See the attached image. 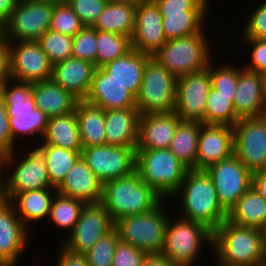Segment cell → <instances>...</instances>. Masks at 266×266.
Wrapping results in <instances>:
<instances>
[{"label": "cell", "instance_id": "1", "mask_svg": "<svg viewBox=\"0 0 266 266\" xmlns=\"http://www.w3.org/2000/svg\"><path fill=\"white\" fill-rule=\"evenodd\" d=\"M212 250L219 266H266L261 230L227 219L213 231Z\"/></svg>", "mask_w": 266, "mask_h": 266}, {"label": "cell", "instance_id": "2", "mask_svg": "<svg viewBox=\"0 0 266 266\" xmlns=\"http://www.w3.org/2000/svg\"><path fill=\"white\" fill-rule=\"evenodd\" d=\"M180 195L184 213L181 218L204 224L212 231L227 219L228 212L221 206L215 186L205 170H188L173 197Z\"/></svg>", "mask_w": 266, "mask_h": 266}, {"label": "cell", "instance_id": "3", "mask_svg": "<svg viewBox=\"0 0 266 266\" xmlns=\"http://www.w3.org/2000/svg\"><path fill=\"white\" fill-rule=\"evenodd\" d=\"M164 200L141 180L135 170L128 176L103 184L101 203L113 222L126 216L147 213Z\"/></svg>", "mask_w": 266, "mask_h": 266}, {"label": "cell", "instance_id": "4", "mask_svg": "<svg viewBox=\"0 0 266 266\" xmlns=\"http://www.w3.org/2000/svg\"><path fill=\"white\" fill-rule=\"evenodd\" d=\"M1 95L5 102L13 142L16 144L20 135L28 137L39 133L42 138L48 117L35 105L32 83L9 78Z\"/></svg>", "mask_w": 266, "mask_h": 266}, {"label": "cell", "instance_id": "5", "mask_svg": "<svg viewBox=\"0 0 266 266\" xmlns=\"http://www.w3.org/2000/svg\"><path fill=\"white\" fill-rule=\"evenodd\" d=\"M205 32L167 40L152 58L176 77L208 68L213 61Z\"/></svg>", "mask_w": 266, "mask_h": 266}, {"label": "cell", "instance_id": "6", "mask_svg": "<svg viewBox=\"0 0 266 266\" xmlns=\"http://www.w3.org/2000/svg\"><path fill=\"white\" fill-rule=\"evenodd\" d=\"M188 170L169 149L136 150V171L163 199L173 197Z\"/></svg>", "mask_w": 266, "mask_h": 266}, {"label": "cell", "instance_id": "7", "mask_svg": "<svg viewBox=\"0 0 266 266\" xmlns=\"http://www.w3.org/2000/svg\"><path fill=\"white\" fill-rule=\"evenodd\" d=\"M179 219L170 216L161 253L177 266H194L203 246L212 247L213 231L199 222Z\"/></svg>", "mask_w": 266, "mask_h": 266}, {"label": "cell", "instance_id": "8", "mask_svg": "<svg viewBox=\"0 0 266 266\" xmlns=\"http://www.w3.org/2000/svg\"><path fill=\"white\" fill-rule=\"evenodd\" d=\"M162 204L163 201L147 213L126 216L115 221L114 228L119 239L147 254L161 253L170 218Z\"/></svg>", "mask_w": 266, "mask_h": 266}, {"label": "cell", "instance_id": "9", "mask_svg": "<svg viewBox=\"0 0 266 266\" xmlns=\"http://www.w3.org/2000/svg\"><path fill=\"white\" fill-rule=\"evenodd\" d=\"M178 77L152 57L146 62L143 81L136 96L140 115L175 110Z\"/></svg>", "mask_w": 266, "mask_h": 266}, {"label": "cell", "instance_id": "10", "mask_svg": "<svg viewBox=\"0 0 266 266\" xmlns=\"http://www.w3.org/2000/svg\"><path fill=\"white\" fill-rule=\"evenodd\" d=\"M14 152L3 155L4 168L9 169L12 166V172L9 173L8 178H4L7 201L21 192L55 188L50 183L44 156L36 147L29 149L27 151L29 153L25 152L24 157L20 158L19 161Z\"/></svg>", "mask_w": 266, "mask_h": 266}, {"label": "cell", "instance_id": "11", "mask_svg": "<svg viewBox=\"0 0 266 266\" xmlns=\"http://www.w3.org/2000/svg\"><path fill=\"white\" fill-rule=\"evenodd\" d=\"M53 2L19 0L3 34L10 42L37 41L50 28Z\"/></svg>", "mask_w": 266, "mask_h": 266}, {"label": "cell", "instance_id": "12", "mask_svg": "<svg viewBox=\"0 0 266 266\" xmlns=\"http://www.w3.org/2000/svg\"><path fill=\"white\" fill-rule=\"evenodd\" d=\"M233 131V154L251 173L266 170V119L241 118Z\"/></svg>", "mask_w": 266, "mask_h": 266}, {"label": "cell", "instance_id": "13", "mask_svg": "<svg viewBox=\"0 0 266 266\" xmlns=\"http://www.w3.org/2000/svg\"><path fill=\"white\" fill-rule=\"evenodd\" d=\"M80 156L103 184L136 170V147L91 146L83 148Z\"/></svg>", "mask_w": 266, "mask_h": 266}, {"label": "cell", "instance_id": "14", "mask_svg": "<svg viewBox=\"0 0 266 266\" xmlns=\"http://www.w3.org/2000/svg\"><path fill=\"white\" fill-rule=\"evenodd\" d=\"M221 206L228 212L252 185V173L233 154L208 167Z\"/></svg>", "mask_w": 266, "mask_h": 266}, {"label": "cell", "instance_id": "15", "mask_svg": "<svg viewBox=\"0 0 266 266\" xmlns=\"http://www.w3.org/2000/svg\"><path fill=\"white\" fill-rule=\"evenodd\" d=\"M113 228L114 222L101 202L86 203L73 231L61 242L69 251L85 254Z\"/></svg>", "mask_w": 266, "mask_h": 266}, {"label": "cell", "instance_id": "16", "mask_svg": "<svg viewBox=\"0 0 266 266\" xmlns=\"http://www.w3.org/2000/svg\"><path fill=\"white\" fill-rule=\"evenodd\" d=\"M211 87L208 68L178 77L174 111L182 121L205 124L206 101Z\"/></svg>", "mask_w": 266, "mask_h": 266}, {"label": "cell", "instance_id": "17", "mask_svg": "<svg viewBox=\"0 0 266 266\" xmlns=\"http://www.w3.org/2000/svg\"><path fill=\"white\" fill-rule=\"evenodd\" d=\"M53 64L37 41L10 42V78L22 82L51 79Z\"/></svg>", "mask_w": 266, "mask_h": 266}, {"label": "cell", "instance_id": "18", "mask_svg": "<svg viewBox=\"0 0 266 266\" xmlns=\"http://www.w3.org/2000/svg\"><path fill=\"white\" fill-rule=\"evenodd\" d=\"M162 19L157 5L152 0L137 4L135 29L131 39L132 48L152 55L165 44L167 39Z\"/></svg>", "mask_w": 266, "mask_h": 266}, {"label": "cell", "instance_id": "19", "mask_svg": "<svg viewBox=\"0 0 266 266\" xmlns=\"http://www.w3.org/2000/svg\"><path fill=\"white\" fill-rule=\"evenodd\" d=\"M29 229L31 228L22 223L9 201L0 204V259L8 266L18 265V259L29 242Z\"/></svg>", "mask_w": 266, "mask_h": 266}, {"label": "cell", "instance_id": "20", "mask_svg": "<svg viewBox=\"0 0 266 266\" xmlns=\"http://www.w3.org/2000/svg\"><path fill=\"white\" fill-rule=\"evenodd\" d=\"M233 144V127L201 123L196 170H206L233 155Z\"/></svg>", "mask_w": 266, "mask_h": 266}, {"label": "cell", "instance_id": "21", "mask_svg": "<svg viewBox=\"0 0 266 266\" xmlns=\"http://www.w3.org/2000/svg\"><path fill=\"white\" fill-rule=\"evenodd\" d=\"M85 101L105 111L136 108V97L103 67H96Z\"/></svg>", "mask_w": 266, "mask_h": 266}, {"label": "cell", "instance_id": "22", "mask_svg": "<svg viewBox=\"0 0 266 266\" xmlns=\"http://www.w3.org/2000/svg\"><path fill=\"white\" fill-rule=\"evenodd\" d=\"M180 121L175 111L140 115L136 150L168 149Z\"/></svg>", "mask_w": 266, "mask_h": 266}, {"label": "cell", "instance_id": "23", "mask_svg": "<svg viewBox=\"0 0 266 266\" xmlns=\"http://www.w3.org/2000/svg\"><path fill=\"white\" fill-rule=\"evenodd\" d=\"M233 105L239 119L263 115L266 105L261 73L238 67V81Z\"/></svg>", "mask_w": 266, "mask_h": 266}, {"label": "cell", "instance_id": "24", "mask_svg": "<svg viewBox=\"0 0 266 266\" xmlns=\"http://www.w3.org/2000/svg\"><path fill=\"white\" fill-rule=\"evenodd\" d=\"M56 191L86 203H98L102 200L103 183L80 156Z\"/></svg>", "mask_w": 266, "mask_h": 266}, {"label": "cell", "instance_id": "25", "mask_svg": "<svg viewBox=\"0 0 266 266\" xmlns=\"http://www.w3.org/2000/svg\"><path fill=\"white\" fill-rule=\"evenodd\" d=\"M95 70L96 66L91 62L69 57L53 65L51 80L71 92L79 100H85Z\"/></svg>", "mask_w": 266, "mask_h": 266}, {"label": "cell", "instance_id": "26", "mask_svg": "<svg viewBox=\"0 0 266 266\" xmlns=\"http://www.w3.org/2000/svg\"><path fill=\"white\" fill-rule=\"evenodd\" d=\"M140 113L137 108L105 111L106 144L137 147Z\"/></svg>", "mask_w": 266, "mask_h": 266}, {"label": "cell", "instance_id": "27", "mask_svg": "<svg viewBox=\"0 0 266 266\" xmlns=\"http://www.w3.org/2000/svg\"><path fill=\"white\" fill-rule=\"evenodd\" d=\"M35 105L48 118L68 114L75 110L79 101L51 79L32 83Z\"/></svg>", "mask_w": 266, "mask_h": 266}, {"label": "cell", "instance_id": "28", "mask_svg": "<svg viewBox=\"0 0 266 266\" xmlns=\"http://www.w3.org/2000/svg\"><path fill=\"white\" fill-rule=\"evenodd\" d=\"M152 56L135 49L102 66L136 97L143 81L146 62Z\"/></svg>", "mask_w": 266, "mask_h": 266}, {"label": "cell", "instance_id": "29", "mask_svg": "<svg viewBox=\"0 0 266 266\" xmlns=\"http://www.w3.org/2000/svg\"><path fill=\"white\" fill-rule=\"evenodd\" d=\"M56 188L30 190L15 195L9 202L13 205L16 214L28 228L29 223L41 222L49 218L50 208Z\"/></svg>", "mask_w": 266, "mask_h": 266}, {"label": "cell", "instance_id": "30", "mask_svg": "<svg viewBox=\"0 0 266 266\" xmlns=\"http://www.w3.org/2000/svg\"><path fill=\"white\" fill-rule=\"evenodd\" d=\"M41 144L55 145L72 151L81 152L78 118L76 111L48 118Z\"/></svg>", "mask_w": 266, "mask_h": 266}, {"label": "cell", "instance_id": "31", "mask_svg": "<svg viewBox=\"0 0 266 266\" xmlns=\"http://www.w3.org/2000/svg\"><path fill=\"white\" fill-rule=\"evenodd\" d=\"M136 4L108 1L92 27L102 32H113L132 39L135 29Z\"/></svg>", "mask_w": 266, "mask_h": 266}, {"label": "cell", "instance_id": "32", "mask_svg": "<svg viewBox=\"0 0 266 266\" xmlns=\"http://www.w3.org/2000/svg\"><path fill=\"white\" fill-rule=\"evenodd\" d=\"M81 145L83 148L106 144L105 110L85 100H79L76 108Z\"/></svg>", "mask_w": 266, "mask_h": 266}, {"label": "cell", "instance_id": "33", "mask_svg": "<svg viewBox=\"0 0 266 266\" xmlns=\"http://www.w3.org/2000/svg\"><path fill=\"white\" fill-rule=\"evenodd\" d=\"M227 220L239 226L261 229L266 224V200L251 187L228 211Z\"/></svg>", "mask_w": 266, "mask_h": 266}, {"label": "cell", "instance_id": "34", "mask_svg": "<svg viewBox=\"0 0 266 266\" xmlns=\"http://www.w3.org/2000/svg\"><path fill=\"white\" fill-rule=\"evenodd\" d=\"M201 123L180 121L169 150L189 169L196 170Z\"/></svg>", "mask_w": 266, "mask_h": 266}, {"label": "cell", "instance_id": "35", "mask_svg": "<svg viewBox=\"0 0 266 266\" xmlns=\"http://www.w3.org/2000/svg\"><path fill=\"white\" fill-rule=\"evenodd\" d=\"M40 143L41 142H38L39 145L35 147L44 156L50 183L53 187L57 188L80 157L81 152Z\"/></svg>", "mask_w": 266, "mask_h": 266}, {"label": "cell", "instance_id": "36", "mask_svg": "<svg viewBox=\"0 0 266 266\" xmlns=\"http://www.w3.org/2000/svg\"><path fill=\"white\" fill-rule=\"evenodd\" d=\"M208 11H183L175 14H161L163 30L167 40L204 32Z\"/></svg>", "mask_w": 266, "mask_h": 266}, {"label": "cell", "instance_id": "37", "mask_svg": "<svg viewBox=\"0 0 266 266\" xmlns=\"http://www.w3.org/2000/svg\"><path fill=\"white\" fill-rule=\"evenodd\" d=\"M235 95L219 94L211 87L205 108V124L229 125L233 127L239 118L233 105Z\"/></svg>", "mask_w": 266, "mask_h": 266}, {"label": "cell", "instance_id": "38", "mask_svg": "<svg viewBox=\"0 0 266 266\" xmlns=\"http://www.w3.org/2000/svg\"><path fill=\"white\" fill-rule=\"evenodd\" d=\"M86 202L56 193L50 208L49 219L61 230L72 232Z\"/></svg>", "mask_w": 266, "mask_h": 266}, {"label": "cell", "instance_id": "39", "mask_svg": "<svg viewBox=\"0 0 266 266\" xmlns=\"http://www.w3.org/2000/svg\"><path fill=\"white\" fill-rule=\"evenodd\" d=\"M96 47V67H102L129 52L132 40L124 35L96 30Z\"/></svg>", "mask_w": 266, "mask_h": 266}, {"label": "cell", "instance_id": "40", "mask_svg": "<svg viewBox=\"0 0 266 266\" xmlns=\"http://www.w3.org/2000/svg\"><path fill=\"white\" fill-rule=\"evenodd\" d=\"M37 42L53 65L72 57V36L48 29Z\"/></svg>", "mask_w": 266, "mask_h": 266}, {"label": "cell", "instance_id": "41", "mask_svg": "<svg viewBox=\"0 0 266 266\" xmlns=\"http://www.w3.org/2000/svg\"><path fill=\"white\" fill-rule=\"evenodd\" d=\"M119 235L115 228L100 238L86 253L89 266H113Z\"/></svg>", "mask_w": 266, "mask_h": 266}, {"label": "cell", "instance_id": "42", "mask_svg": "<svg viewBox=\"0 0 266 266\" xmlns=\"http://www.w3.org/2000/svg\"><path fill=\"white\" fill-rule=\"evenodd\" d=\"M83 27L79 17L66 1L54 3L49 29L74 37Z\"/></svg>", "mask_w": 266, "mask_h": 266}, {"label": "cell", "instance_id": "43", "mask_svg": "<svg viewBox=\"0 0 266 266\" xmlns=\"http://www.w3.org/2000/svg\"><path fill=\"white\" fill-rule=\"evenodd\" d=\"M226 64V65H225ZM211 61L208 70L210 71L211 86L219 91V94L235 95L238 81V67L232 64L224 63L217 67Z\"/></svg>", "mask_w": 266, "mask_h": 266}, {"label": "cell", "instance_id": "44", "mask_svg": "<svg viewBox=\"0 0 266 266\" xmlns=\"http://www.w3.org/2000/svg\"><path fill=\"white\" fill-rule=\"evenodd\" d=\"M96 50V30L92 26H84L73 37L72 57L96 66Z\"/></svg>", "mask_w": 266, "mask_h": 266}, {"label": "cell", "instance_id": "45", "mask_svg": "<svg viewBox=\"0 0 266 266\" xmlns=\"http://www.w3.org/2000/svg\"><path fill=\"white\" fill-rule=\"evenodd\" d=\"M109 0H66L84 26H92Z\"/></svg>", "mask_w": 266, "mask_h": 266}, {"label": "cell", "instance_id": "46", "mask_svg": "<svg viewBox=\"0 0 266 266\" xmlns=\"http://www.w3.org/2000/svg\"><path fill=\"white\" fill-rule=\"evenodd\" d=\"M160 14H175L183 11H208L209 0H152Z\"/></svg>", "mask_w": 266, "mask_h": 266}, {"label": "cell", "instance_id": "47", "mask_svg": "<svg viewBox=\"0 0 266 266\" xmlns=\"http://www.w3.org/2000/svg\"><path fill=\"white\" fill-rule=\"evenodd\" d=\"M243 30L244 39L266 38V0L253 10Z\"/></svg>", "mask_w": 266, "mask_h": 266}, {"label": "cell", "instance_id": "48", "mask_svg": "<svg viewBox=\"0 0 266 266\" xmlns=\"http://www.w3.org/2000/svg\"><path fill=\"white\" fill-rule=\"evenodd\" d=\"M147 253L119 240L113 256V266H142Z\"/></svg>", "mask_w": 266, "mask_h": 266}, {"label": "cell", "instance_id": "49", "mask_svg": "<svg viewBox=\"0 0 266 266\" xmlns=\"http://www.w3.org/2000/svg\"><path fill=\"white\" fill-rule=\"evenodd\" d=\"M247 46L252 49L250 62L244 68L258 73L266 72V38L263 39H243Z\"/></svg>", "mask_w": 266, "mask_h": 266}, {"label": "cell", "instance_id": "50", "mask_svg": "<svg viewBox=\"0 0 266 266\" xmlns=\"http://www.w3.org/2000/svg\"><path fill=\"white\" fill-rule=\"evenodd\" d=\"M6 106L2 95L0 94V154L4 155L14 151L13 142Z\"/></svg>", "mask_w": 266, "mask_h": 266}, {"label": "cell", "instance_id": "51", "mask_svg": "<svg viewBox=\"0 0 266 266\" xmlns=\"http://www.w3.org/2000/svg\"><path fill=\"white\" fill-rule=\"evenodd\" d=\"M56 266H89L85 254L74 253L60 245Z\"/></svg>", "mask_w": 266, "mask_h": 266}, {"label": "cell", "instance_id": "52", "mask_svg": "<svg viewBox=\"0 0 266 266\" xmlns=\"http://www.w3.org/2000/svg\"><path fill=\"white\" fill-rule=\"evenodd\" d=\"M0 71H10V41L0 36Z\"/></svg>", "mask_w": 266, "mask_h": 266}, {"label": "cell", "instance_id": "53", "mask_svg": "<svg viewBox=\"0 0 266 266\" xmlns=\"http://www.w3.org/2000/svg\"><path fill=\"white\" fill-rule=\"evenodd\" d=\"M19 0H0V26L4 27L15 10Z\"/></svg>", "mask_w": 266, "mask_h": 266}, {"label": "cell", "instance_id": "54", "mask_svg": "<svg viewBox=\"0 0 266 266\" xmlns=\"http://www.w3.org/2000/svg\"><path fill=\"white\" fill-rule=\"evenodd\" d=\"M142 266H177L162 253L147 254Z\"/></svg>", "mask_w": 266, "mask_h": 266}, {"label": "cell", "instance_id": "55", "mask_svg": "<svg viewBox=\"0 0 266 266\" xmlns=\"http://www.w3.org/2000/svg\"><path fill=\"white\" fill-rule=\"evenodd\" d=\"M251 187L266 200V170L252 173Z\"/></svg>", "mask_w": 266, "mask_h": 266}, {"label": "cell", "instance_id": "56", "mask_svg": "<svg viewBox=\"0 0 266 266\" xmlns=\"http://www.w3.org/2000/svg\"><path fill=\"white\" fill-rule=\"evenodd\" d=\"M6 170L4 169V158L3 155L0 154V204L4 201H6L5 197V180H3V177L5 174H3Z\"/></svg>", "mask_w": 266, "mask_h": 266}, {"label": "cell", "instance_id": "57", "mask_svg": "<svg viewBox=\"0 0 266 266\" xmlns=\"http://www.w3.org/2000/svg\"><path fill=\"white\" fill-rule=\"evenodd\" d=\"M10 78V71H0V94L4 88L7 79Z\"/></svg>", "mask_w": 266, "mask_h": 266}, {"label": "cell", "instance_id": "58", "mask_svg": "<svg viewBox=\"0 0 266 266\" xmlns=\"http://www.w3.org/2000/svg\"><path fill=\"white\" fill-rule=\"evenodd\" d=\"M260 230L262 234L263 250L266 256V224Z\"/></svg>", "mask_w": 266, "mask_h": 266}, {"label": "cell", "instance_id": "59", "mask_svg": "<svg viewBox=\"0 0 266 266\" xmlns=\"http://www.w3.org/2000/svg\"><path fill=\"white\" fill-rule=\"evenodd\" d=\"M110 1H116V2H125V3H131V4H139L143 2H147L149 0H110Z\"/></svg>", "mask_w": 266, "mask_h": 266}, {"label": "cell", "instance_id": "60", "mask_svg": "<svg viewBox=\"0 0 266 266\" xmlns=\"http://www.w3.org/2000/svg\"><path fill=\"white\" fill-rule=\"evenodd\" d=\"M262 79H263L264 99L266 105V72L262 74Z\"/></svg>", "mask_w": 266, "mask_h": 266}, {"label": "cell", "instance_id": "61", "mask_svg": "<svg viewBox=\"0 0 266 266\" xmlns=\"http://www.w3.org/2000/svg\"><path fill=\"white\" fill-rule=\"evenodd\" d=\"M40 1H48V2H53V3H60V2L66 1V0H40Z\"/></svg>", "mask_w": 266, "mask_h": 266}, {"label": "cell", "instance_id": "62", "mask_svg": "<svg viewBox=\"0 0 266 266\" xmlns=\"http://www.w3.org/2000/svg\"><path fill=\"white\" fill-rule=\"evenodd\" d=\"M0 266H8L4 261L0 259Z\"/></svg>", "mask_w": 266, "mask_h": 266}, {"label": "cell", "instance_id": "63", "mask_svg": "<svg viewBox=\"0 0 266 266\" xmlns=\"http://www.w3.org/2000/svg\"><path fill=\"white\" fill-rule=\"evenodd\" d=\"M3 34V27L0 26V36Z\"/></svg>", "mask_w": 266, "mask_h": 266}, {"label": "cell", "instance_id": "64", "mask_svg": "<svg viewBox=\"0 0 266 266\" xmlns=\"http://www.w3.org/2000/svg\"><path fill=\"white\" fill-rule=\"evenodd\" d=\"M266 119V111L262 115Z\"/></svg>", "mask_w": 266, "mask_h": 266}]
</instances>
